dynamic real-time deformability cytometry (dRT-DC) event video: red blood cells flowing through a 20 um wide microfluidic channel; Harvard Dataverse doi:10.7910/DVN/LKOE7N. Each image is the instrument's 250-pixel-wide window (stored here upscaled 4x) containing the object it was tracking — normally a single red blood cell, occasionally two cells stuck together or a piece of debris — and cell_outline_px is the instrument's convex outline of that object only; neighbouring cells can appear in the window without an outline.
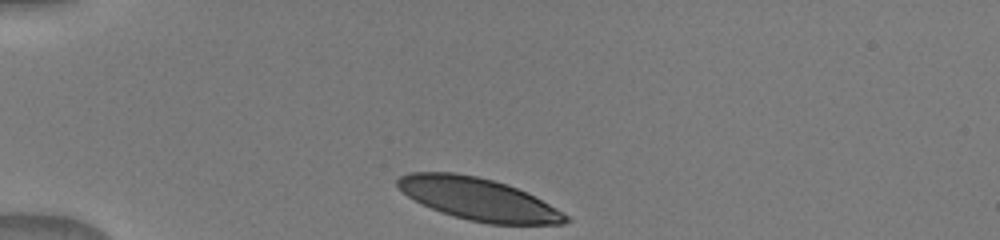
{"species": "human", "species_latin": "Homo sapiens", "temperature_condition": "warm", "stored_images_in_passage": 27, "camera_frame_rate_fps": 3000, "um_per_image_px": 0.085, "donor": {"sex": "male"}, "frame": {"image": 1, "passage_image": 1, "time_ms": 0.0, "image_size_px": [1000, 240], "cell_outline_px": [[572, 220], [564, 224], [488, 224], [468, 220], [432, 208], [408, 196], [396, 184], [396, 180], [400, 176], [408, 172], [456, 172], [476, 176], [508, 184], [556, 208], [568, 216]], "centroid_in_image_um": [40.67, 16.92], "position_along_channel_um": 44.3, "area_um2": 40.81}}
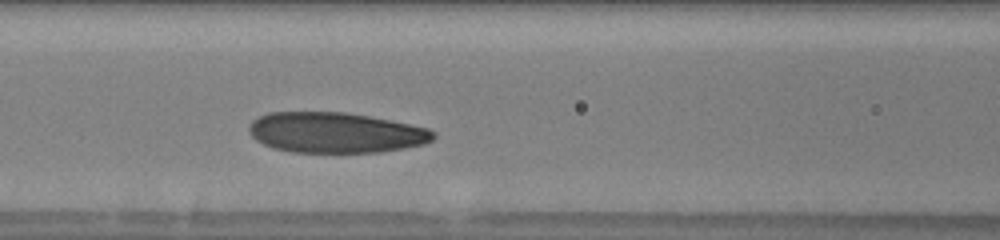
{"frame": {"image": 2, "passage_image": 9, "time_ms": 3.333, "image_size_px": [1000, 240], "cell_outline_px": [[436, 136], [432, 140], [424, 144], [404, 148], [380, 152], [292, 152], [272, 148], [256, 140], [248, 132], [248, 124], [252, 120], [268, 112], [344, 112], [368, 116], [428, 128], [436, 132]], "centroid_in_image_um": [28.49, 11.27], "position_along_channel_um": 138.1, "area_um2": 43.52}}
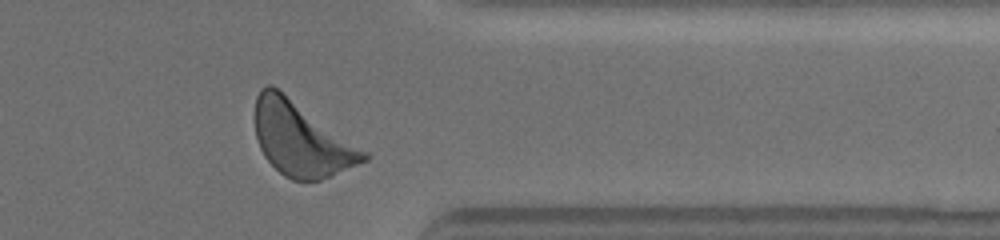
{"frame": {"image": 3, "passage_image": 24, "time_ms": 9.667, "image_size_px": [1000, 240], "cell_outline_px": [[372, 156], [368, 160], [320, 180], [292, 180], [284, 176], [264, 156], [260, 148], [256, 136], [256, 96], [260, 88], [268, 84], [272, 84], [368, 152]], "centroid_in_image_um": [25.61, 11.82], "position_along_channel_um": 385.8, "area_um2": 46.36}}